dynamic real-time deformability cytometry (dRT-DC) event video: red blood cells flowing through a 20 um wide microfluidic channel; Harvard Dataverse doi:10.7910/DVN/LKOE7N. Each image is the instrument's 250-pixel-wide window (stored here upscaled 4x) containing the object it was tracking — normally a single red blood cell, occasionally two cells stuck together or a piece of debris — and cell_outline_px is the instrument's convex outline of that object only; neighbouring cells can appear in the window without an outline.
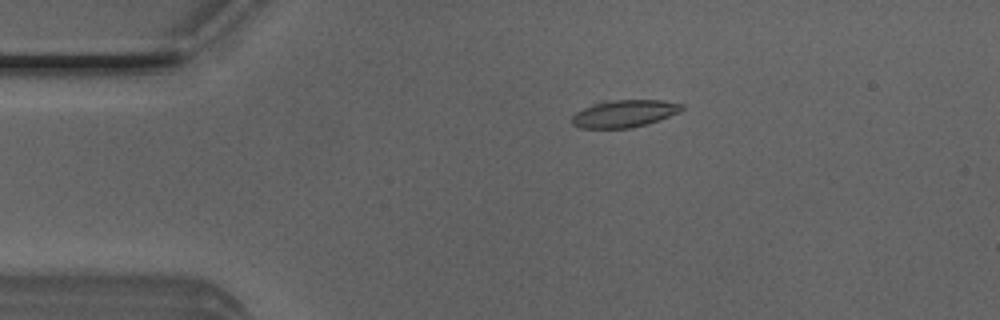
{"species": "Egyptian fruit bat (a non-hibernating species)", "species_latin": "Rousettus aegyptiacus", "temperature_condition": "room temperature", "stored_images_in_passage": 44, "camera_frame_rate_fps": 3000, "um_per_image_px": 0.085, "animal": {"sex": "male"}, "frame": {"image": 1, "passage_image": 2, "time_ms": 0.333, "image_size_px": [1000, 320], "cell_outline_px": [[684, 108], [680, 112], [660, 120], [632, 128], [580, 128], [572, 124], [572, 116], [576, 112], [596, 100], [664, 100], [684, 104]], "centroid_in_image_um": [53.06, 9.64], "position_along_channel_um": 31.9, "area_um2": 17.92}}
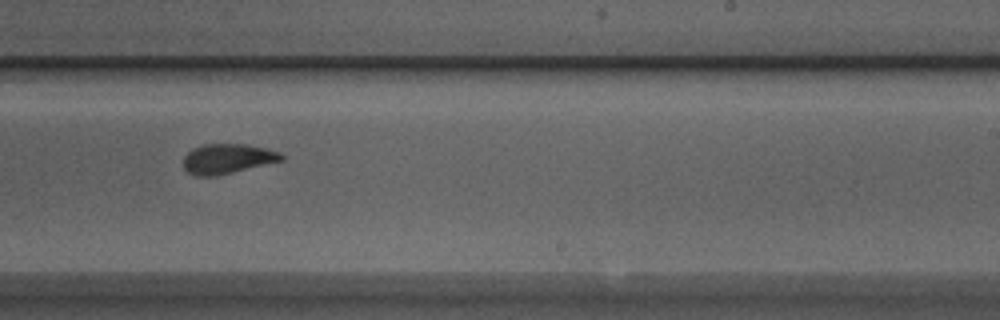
{"frame": {"image": 2, "passage_image": 23, "time_ms": 7.333, "image_size_px": [1000, 320], "cell_outline_px": [[284, 160], [216, 176], [192, 176], [184, 168], [184, 156], [192, 148], [200, 144], [244, 144], [264, 148], [280, 152], [284, 156]], "centroid_in_image_um": [19.3, 13.49], "position_along_channel_um": 269.7, "area_um2": 17.11}}
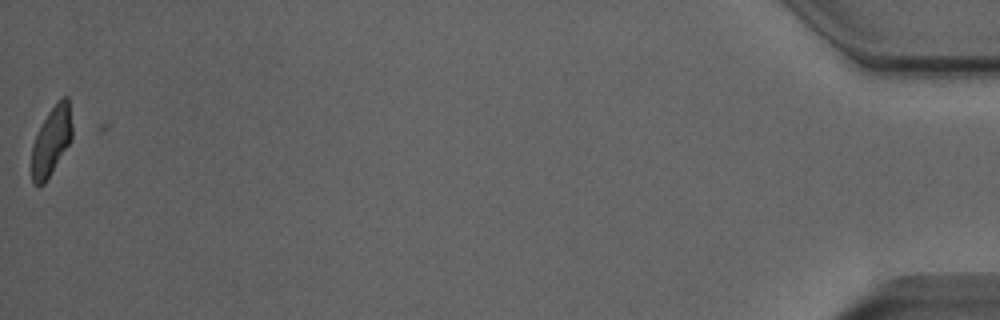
{"frame": {"image": 3, "passage_image": 43, "time_ms": 14.0, "image_size_px": [1000, 320], "cell_outline_px": [[72, 136], [68, 144], [44, 184], [32, 184], [32, 144], [48, 112], [56, 100], [60, 96], [68, 96], [72, 124]], "centroid_in_image_um": [4.37, 11.92], "position_along_channel_um": 430.8, "area_um2": 15.95}, "authors_computed_cell_mechanics": {"area_um2": 17.4556, "velocity_mm_per_s": 4.0052, "shape_relaxation_time_tau1_ms": 2.8628, "shape_relaxation_time_tau2_ms": 1.2645, "deformation_change_tau1": 0.1416, "deformation_change_tau2": 0.0832}}